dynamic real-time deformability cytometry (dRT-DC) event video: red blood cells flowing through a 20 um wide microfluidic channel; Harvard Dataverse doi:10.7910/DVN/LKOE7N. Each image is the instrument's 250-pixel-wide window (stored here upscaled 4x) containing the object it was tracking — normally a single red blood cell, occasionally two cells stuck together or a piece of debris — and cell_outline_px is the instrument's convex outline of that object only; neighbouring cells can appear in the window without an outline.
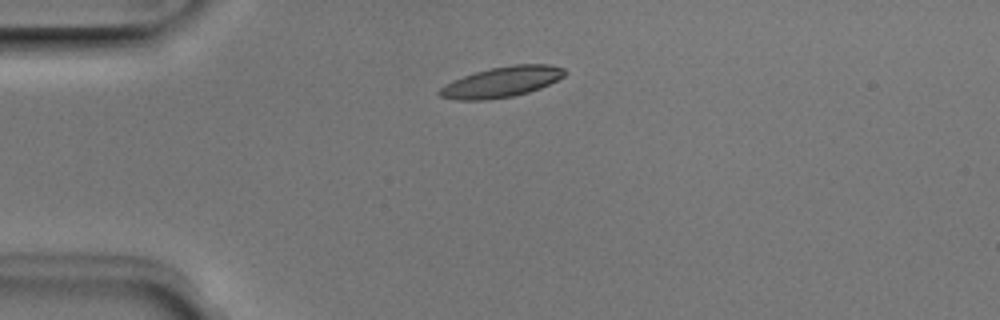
{"species": "Egyptian fruit bat (a non-hibernating species)", "species_latin": "Rousettus aegyptiacus", "temperature_condition": "room temperature", "stored_images_in_passage": 2, "camera_frame_rate_fps": 3000, "um_per_image_px": 0.085, "animal": {"sex": "male"}, "frame": {"image": 1, "passage_image": 1, "time_ms": 0.0, "image_size_px": [1000, 320], "cell_outline_px": [[568, 72], [564, 76], [540, 88], [528, 92], [512, 96], [484, 100], [456, 100], [440, 96], [436, 92], [444, 84], [452, 80], [476, 72], [492, 68], [512, 64], [548, 64], [564, 68]], "centroid_in_image_um": [42.63, 6.96], "position_along_channel_um": 42.4, "area_um2": 22.2}}